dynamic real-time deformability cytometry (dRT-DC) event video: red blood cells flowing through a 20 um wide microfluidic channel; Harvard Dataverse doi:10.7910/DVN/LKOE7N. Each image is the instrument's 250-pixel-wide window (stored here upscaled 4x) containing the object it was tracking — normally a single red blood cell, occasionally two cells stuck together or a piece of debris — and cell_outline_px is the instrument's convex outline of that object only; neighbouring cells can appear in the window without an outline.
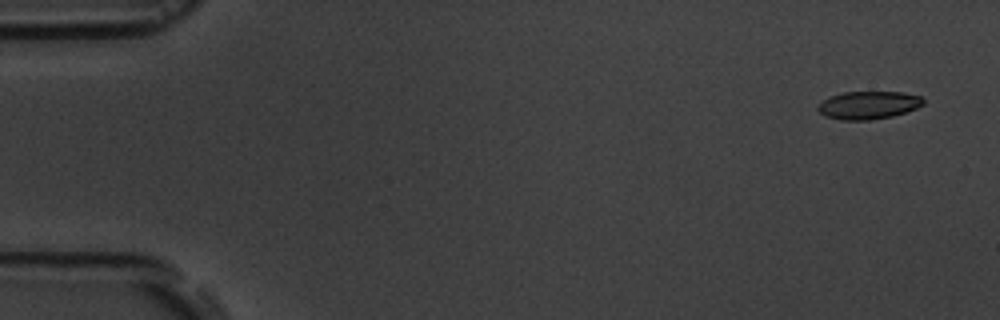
{"species": "common noctule bat (a hibernating species)", "species_latin": "Nyctalus noctula", "temperature_condition": "room temperature", "stored_images_in_passage": 16, "camera_frame_rate_fps": 3000, "um_per_image_px": 0.085, "animal": {"sex": "male", "body_mass_g": 19.5, "forearm_length_mm": 54.6}, "frame": {"image": 1, "passage_image": 1, "time_ms": 0.0, "image_size_px": [1000, 320], "cell_outline_px": [[924, 104], [916, 108], [892, 116], [868, 120], [840, 120], [824, 116], [816, 108], [828, 96], [844, 92], [904, 92], [924, 96]], "centroid_in_image_um": [73.83, 8.93], "position_along_channel_um": 11.2, "area_um2": 17.22}}
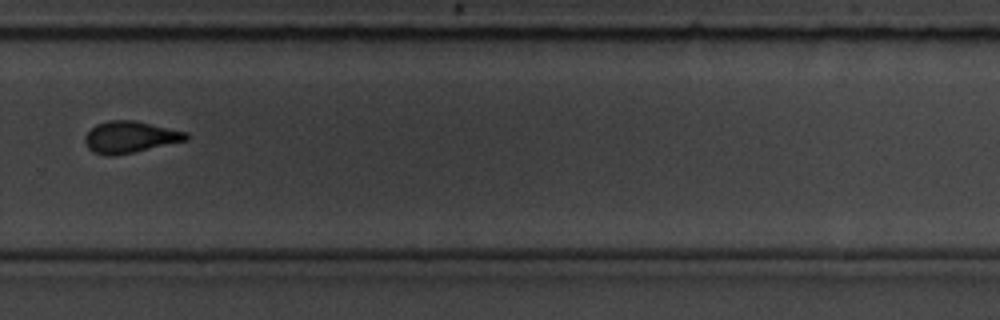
{"frame": {"image": 2, "passage_image": 11, "time_ms": 12.0, "image_size_px": [1000, 320], "cell_outline_px": [[188, 140], [132, 152], [112, 156], [108, 156], [92, 152], [88, 148], [84, 140], [84, 136], [96, 124], [108, 120], [132, 120], [188, 132]], "centroid_in_image_um": [11.03, 11.65], "position_along_channel_um": 318.8, "area_um2": 18.5}}
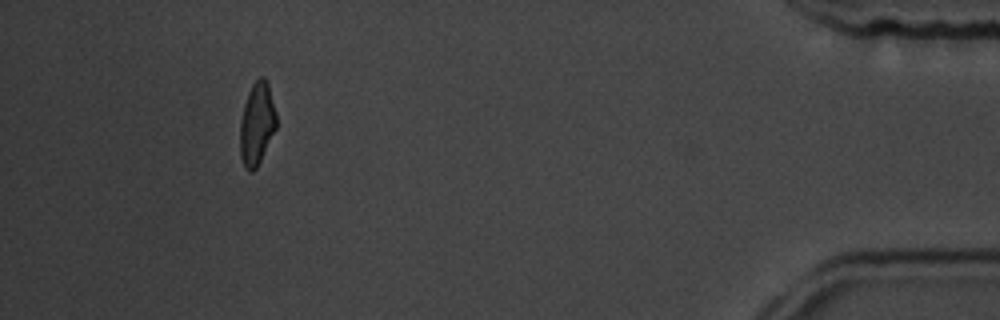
{"frame": {"image": 3, "passage_image": 15, "time_ms": 16.333, "image_size_px": [1000, 320], "cell_outline_px": [[276, 128], [256, 168], [252, 172], [248, 172], [244, 168], [240, 156], [240, 120], [244, 104], [248, 92], [252, 84], [260, 76], [264, 76], [268, 80], [276, 112]], "centroid_in_image_um": [21.83, 10.49], "position_along_channel_um": 413.4, "area_um2": 17.63}, "authors_computed_cell_mechanics": {"area_um2": 18.4671, "velocity_mm_per_s": 3.6467, "shape_relaxation_time_tau1_ms": 7.2011, "shape_relaxation_time_tau2_ms": 1.6778, "deformation_change_tau1": 0.1498, "deformation_change_tau2": 0.072}}